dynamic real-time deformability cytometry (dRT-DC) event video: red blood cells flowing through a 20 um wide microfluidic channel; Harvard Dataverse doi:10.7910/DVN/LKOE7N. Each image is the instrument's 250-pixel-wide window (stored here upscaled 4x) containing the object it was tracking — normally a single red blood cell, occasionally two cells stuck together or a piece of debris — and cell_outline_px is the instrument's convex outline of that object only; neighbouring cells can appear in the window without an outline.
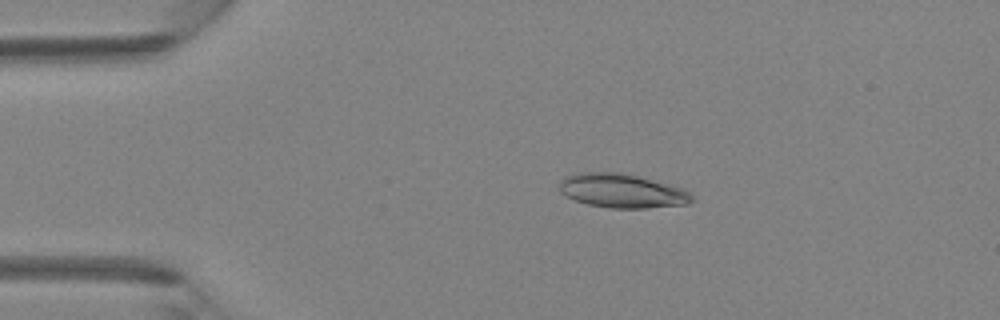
{"species": "Egyptian fruit bat (a non-hibernating species)", "species_latin": "Rousettus aegyptiacus", "temperature_condition": "room temperature", "stored_images_in_passage": 44, "camera_frame_rate_fps": 3000, "um_per_image_px": 0.085, "animal": {"sex": "female"}, "frame": {"image": 1, "passage_image": 9, "time_ms": 2.667, "image_size_px": [1000, 320], "cell_outline_px": [[692, 200], [688, 204], [648, 208], [608, 208], [588, 204], [576, 200], [560, 192], [560, 180], [564, 176], [580, 172], [624, 172], [684, 188], [692, 196]], "centroid_in_image_um": [52.87, 16.21], "position_along_channel_um": 32.1, "area_um2": 26.36}}
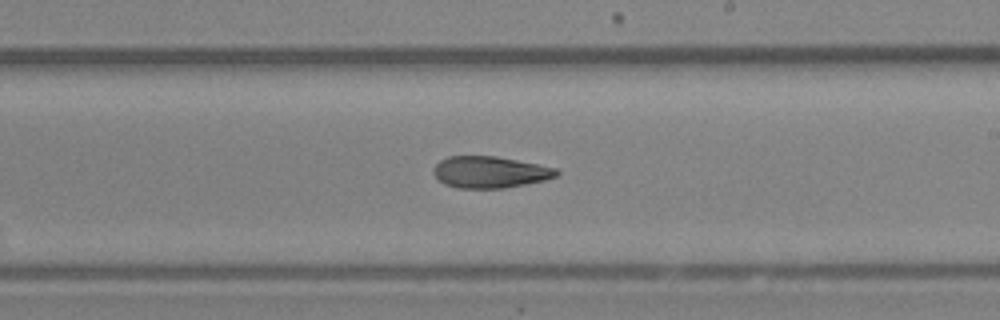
{"frame": {"image": 2, "passage_image": 26, "time_ms": 8.333, "image_size_px": [1000, 320], "cell_outline_px": [[560, 172], [556, 176], [544, 180], [504, 188], [456, 188], [444, 184], [432, 172], [436, 164], [440, 160], [448, 156], [496, 156], [556, 168]], "centroid_in_image_um": [41.62, 14.63], "position_along_channel_um": 247.4, "area_um2": 22.48}}
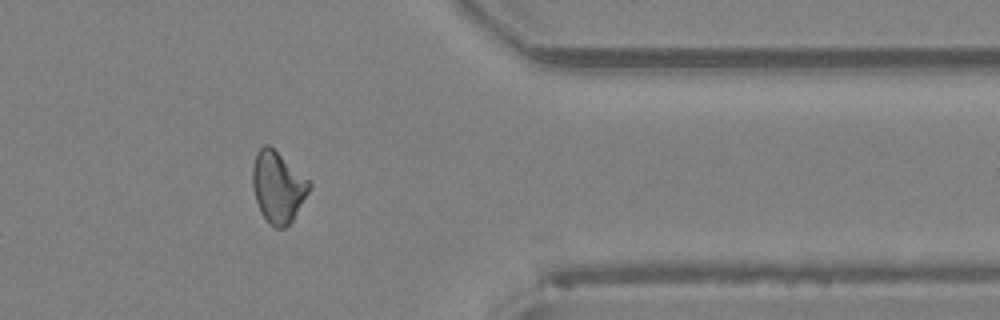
{"frame": {"image": 3, "passage_image": 36, "time_ms": 11.667, "image_size_px": [1000, 320], "cell_outline_px": [[312, 184], [308, 192], [292, 220], [284, 228], [276, 228], [260, 212], [252, 188], [252, 168], [256, 152], [264, 144], [268, 144], [308, 180]], "centroid_in_image_um": [23.58, 15.88], "position_along_channel_um": 387.8, "area_um2": 22.95}}